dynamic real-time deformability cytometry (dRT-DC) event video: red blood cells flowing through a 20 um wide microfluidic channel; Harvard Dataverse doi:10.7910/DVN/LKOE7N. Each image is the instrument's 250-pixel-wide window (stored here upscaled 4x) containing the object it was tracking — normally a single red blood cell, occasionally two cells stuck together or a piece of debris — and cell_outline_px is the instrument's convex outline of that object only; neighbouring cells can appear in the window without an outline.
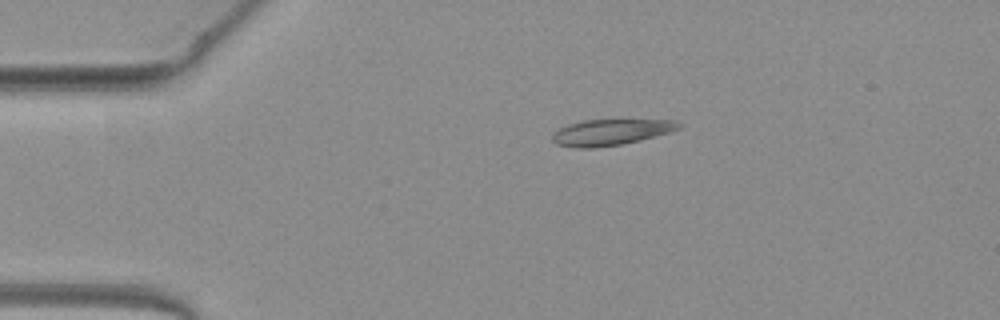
{"species": "common noctule bat (a hibernating species)", "species_latin": "Nyctalus noctula", "temperature_condition": "warm", "stored_images_in_passage": 33, "camera_frame_rate_fps": 3000, "um_per_image_px": 0.085, "animal": {"sex": "female", "body_mass_g": 19.3, "forearm_length_mm": 54.1}, "frame": {"image": 1, "passage_image": 1, "time_ms": 0.0, "image_size_px": [1000, 320], "cell_outline_px": [[684, 124], [680, 128], [668, 132], [640, 140], [620, 144], [592, 148], [576, 148], [556, 144], [552, 140], [552, 136], [560, 128], [568, 124], [584, 120], [676, 120]], "centroid_in_image_um": [51.92, 11.23], "position_along_channel_um": 33.1, "area_um2": 18.96}}
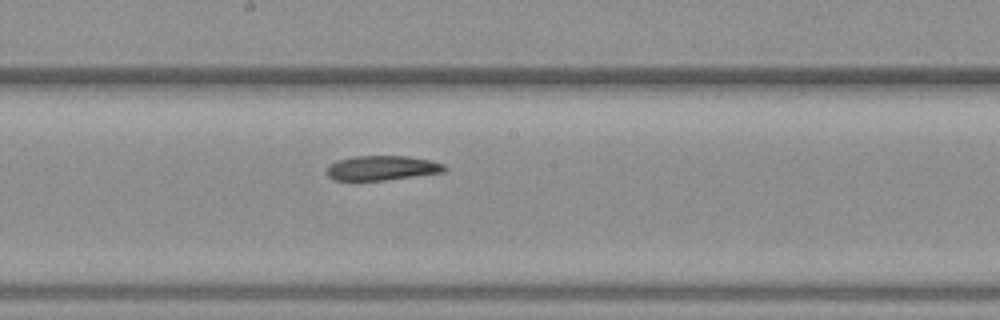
{"frame": {"image": 2, "passage_image": 18, "time_ms": 5.667, "image_size_px": [1000, 320], "cell_outline_px": [[448, 168], [444, 172], [384, 180], [332, 180], [328, 176], [328, 164], [336, 160], [352, 156], [408, 156], [432, 160], [444, 164]], "centroid_in_image_um": [32.47, 14.27], "position_along_channel_um": 215.7, "area_um2": 16.99}}
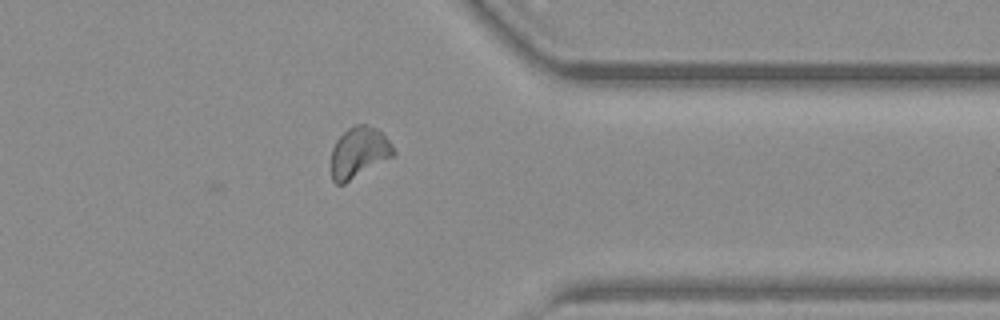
{"frame": {"image": 3, "passage_image": 31, "time_ms": 10.0, "image_size_px": [1000, 320], "cell_outline_px": [[396, 152], [392, 156], [344, 184], [336, 184], [332, 180], [332, 148], [336, 140], [348, 128], [356, 124], [364, 124], [376, 128], [392, 144]], "centroid_in_image_um": [30.49, 12.95], "position_along_channel_um": 380.9, "area_um2": 18.15}}